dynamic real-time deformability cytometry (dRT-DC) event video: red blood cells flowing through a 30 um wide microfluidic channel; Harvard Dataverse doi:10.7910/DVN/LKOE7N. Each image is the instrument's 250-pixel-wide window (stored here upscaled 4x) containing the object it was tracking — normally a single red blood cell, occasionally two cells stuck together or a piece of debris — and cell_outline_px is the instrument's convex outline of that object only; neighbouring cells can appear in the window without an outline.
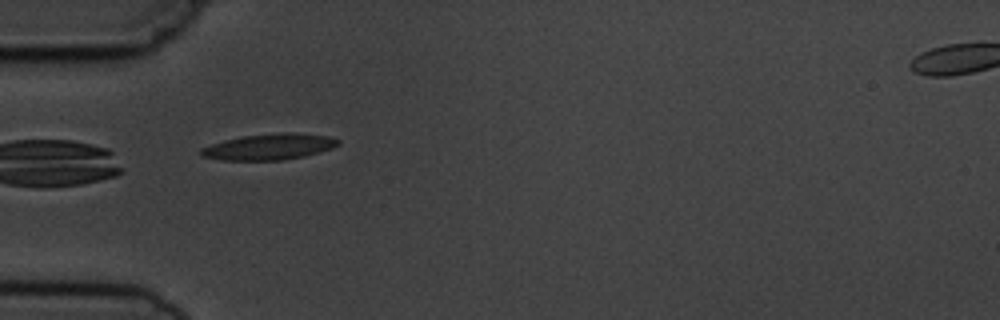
{"species": "common noctule bat (a hibernating species)", "species_latin": "Nyctalus noctula", "temperature_condition": "cold", "stored_images_in_passage": 6, "camera_frame_rate_fps": 3000, "um_per_image_px": 0.085, "animal": {"sex": "male", "body_mass_g": 19.5, "forearm_length_mm": 54.6}, "frame": {"image": 1, "passage_image": 5, "time_ms": 5.667, "image_size_px": [1000, 320], "cell_outline_px": [[340, 144], [332, 148], [320, 152], [304, 156], [284, 160], [220, 160], [200, 156], [200, 148], [224, 140], [244, 136], [284, 132], [288, 132], [328, 136], [340, 140]], "centroid_in_image_um": [22.88, 12.48], "position_along_channel_um": 62.1, "area_um2": 20.75}}
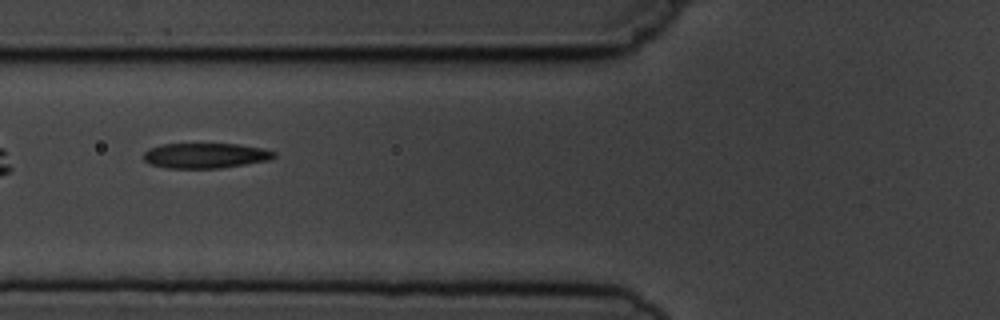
{"frame": {"image": 2, "passage_image": 6, "time_ms": 7.0, "image_size_px": [1000, 320], "cell_outline_px": [[276, 156], [268, 160], [220, 168], [164, 168], [148, 164], [144, 160], [144, 152], [148, 148], [164, 144], [236, 144], [264, 148], [276, 152]], "centroid_in_image_um": [17.43, 13.22], "position_along_channel_um": 108.4, "area_um2": 19.19}}